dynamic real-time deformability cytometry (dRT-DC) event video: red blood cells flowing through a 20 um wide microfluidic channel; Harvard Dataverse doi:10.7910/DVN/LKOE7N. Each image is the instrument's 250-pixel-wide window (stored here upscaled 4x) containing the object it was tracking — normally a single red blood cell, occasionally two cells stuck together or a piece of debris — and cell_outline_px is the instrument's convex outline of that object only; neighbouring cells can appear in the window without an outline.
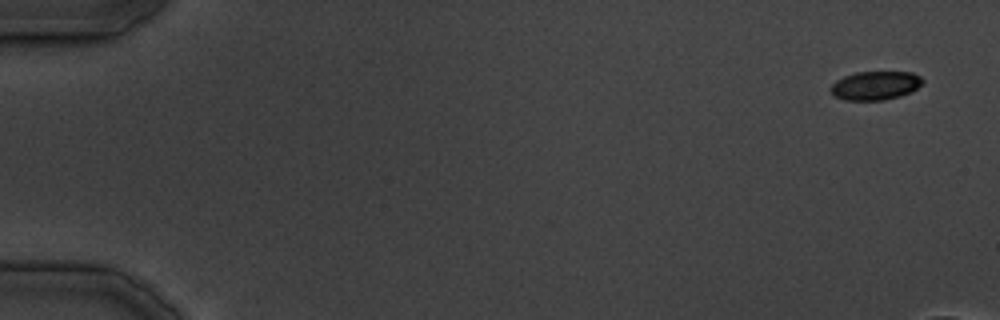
{"species": "common noctule bat (a hibernating species)", "species_latin": "Nyctalus noctula", "temperature_condition": "cold", "stored_images_in_passage": 9, "camera_frame_rate_fps": 3000, "um_per_image_px": 0.085, "animal": {"sex": "male", "body_mass_g": 19.5, "forearm_length_mm": 54.6}, "frame": {"image": 1, "passage_image": 1, "time_ms": 0.0, "image_size_px": [1000, 320], "cell_outline_px": [[924, 80], [912, 92], [900, 96], [884, 100], [844, 100], [836, 96], [828, 88], [836, 80], [844, 76], [856, 72], [912, 72], [920, 76]], "centroid_in_image_um": [74.39, 7.27], "position_along_channel_um": 10.6, "area_um2": 15.37}}